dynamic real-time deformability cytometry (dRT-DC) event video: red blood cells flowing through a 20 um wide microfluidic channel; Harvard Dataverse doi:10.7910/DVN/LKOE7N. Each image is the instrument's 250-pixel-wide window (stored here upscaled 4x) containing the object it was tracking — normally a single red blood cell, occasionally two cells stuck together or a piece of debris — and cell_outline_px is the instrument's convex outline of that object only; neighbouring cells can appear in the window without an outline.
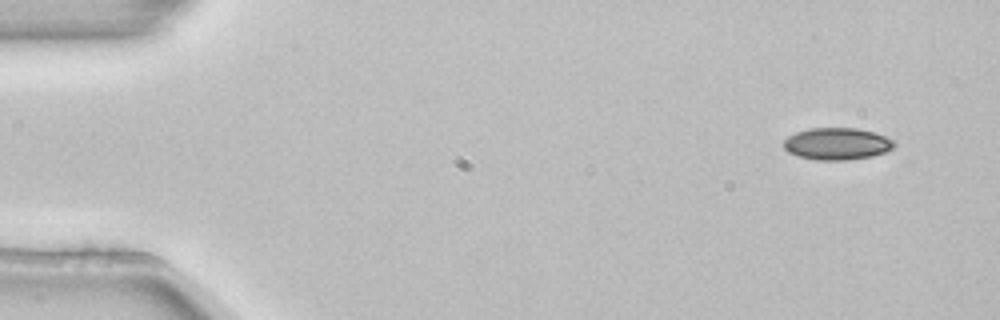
{"species": "common noctule bat (a hibernating species)", "species_latin": "Nyctalus noctula", "temperature_condition": "room temperature", "stored_images_in_passage": 3, "camera_frame_rate_fps": 3000, "um_per_image_px": 0.085, "animal": {"sex": "female", "body_mass_g": 22.7, "forearm_length_mm": 54.2}, "frame": {"image": 1, "passage_image": 1, "time_ms": 0.0, "image_size_px": [1000, 320], "cell_outline_px": [[896, 148], [872, 156], [848, 160], [816, 160], [800, 156], [788, 152], [784, 148], [784, 140], [788, 136], [796, 132], [808, 128], [856, 128], [872, 132], [884, 136], [892, 140], [896, 144]], "centroid_in_image_um": [71.15, 12.22], "position_along_channel_um": 13.9, "area_um2": 20.58}}